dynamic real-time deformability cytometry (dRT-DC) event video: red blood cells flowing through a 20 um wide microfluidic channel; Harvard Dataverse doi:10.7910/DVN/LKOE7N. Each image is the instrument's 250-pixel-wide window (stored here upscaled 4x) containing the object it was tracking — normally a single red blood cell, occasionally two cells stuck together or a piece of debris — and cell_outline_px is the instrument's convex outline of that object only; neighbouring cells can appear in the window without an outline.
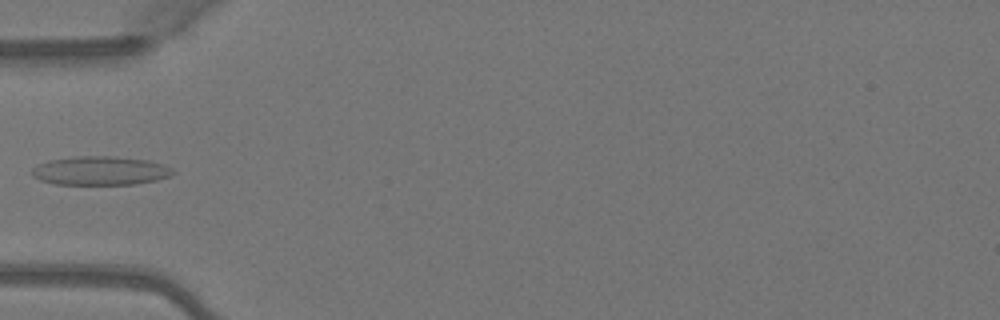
{"species": "Egyptian fruit bat (a non-hibernating species)", "species_latin": "Rousettus aegyptiacus", "temperature_condition": "warm", "stored_images_in_passage": 4, "camera_frame_rate_fps": 3000, "um_per_image_px": 0.085, "animal": {"sex": "female"}, "frame": {"image": 1, "passage_image": 4, "time_ms": 1.0, "image_size_px": [1000, 320], "cell_outline_px": [[176, 172], [168, 176], [156, 180], [136, 184], [52, 184], [40, 180], [32, 176], [32, 168], [48, 160], [76, 156], [112, 156], [148, 160], [164, 164], [172, 168]], "centroid_in_image_um": [8.52, 14.51], "position_along_channel_um": 76.5, "area_um2": 23.7}}